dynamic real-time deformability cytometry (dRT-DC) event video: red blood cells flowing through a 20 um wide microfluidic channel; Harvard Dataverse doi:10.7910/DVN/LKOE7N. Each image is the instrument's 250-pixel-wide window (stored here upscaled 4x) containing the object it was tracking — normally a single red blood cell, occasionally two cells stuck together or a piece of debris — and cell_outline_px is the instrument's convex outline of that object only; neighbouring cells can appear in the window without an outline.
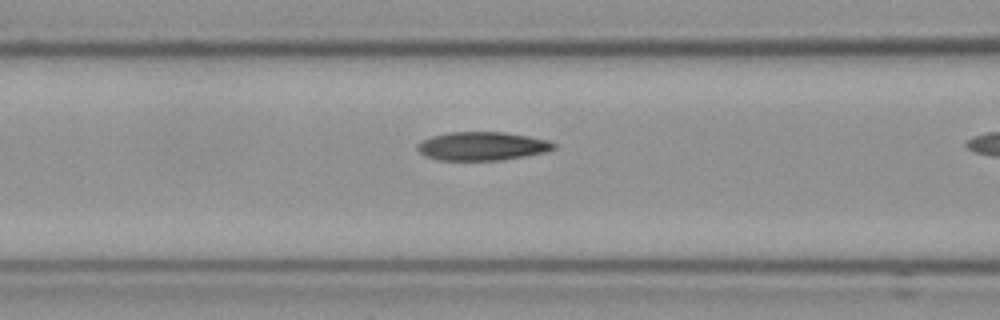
{"species": "Egyptian fruit bat (a non-hibernating species)", "species_latin": "Rousettus aegyptiacus", "temperature_condition": "cold", "stored_images_in_passage": 21, "camera_frame_rate_fps": 3000, "um_per_image_px": 0.085, "frame": {"image": 1, "passage_image": 20, "time_ms": 6.333, "image_size_px": [1000, 320], "cell_outline_px": [[556, 148], [544, 152], [524, 156], [500, 160], [436, 160], [420, 152], [416, 148], [416, 144], [432, 136], [448, 132], [504, 132], [528, 136], [548, 140], [556, 144]], "centroid_in_image_um": [40.98, 12.42], "position_along_channel_um": 125.6, "area_um2": 22.54}}